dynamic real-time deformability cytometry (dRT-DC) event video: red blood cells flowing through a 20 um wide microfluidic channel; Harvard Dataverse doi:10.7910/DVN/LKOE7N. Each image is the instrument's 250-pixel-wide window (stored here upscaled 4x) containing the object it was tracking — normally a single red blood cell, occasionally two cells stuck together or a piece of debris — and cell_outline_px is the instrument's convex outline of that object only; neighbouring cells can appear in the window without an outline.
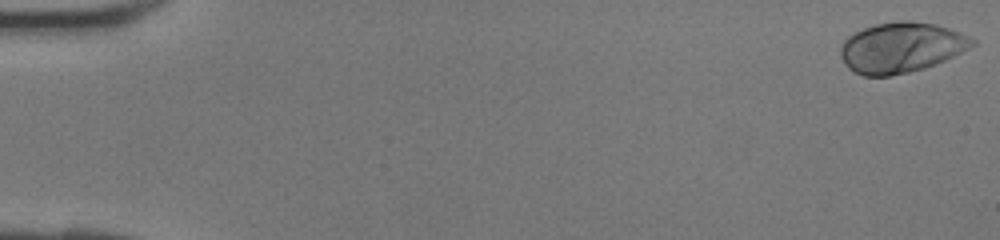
{"species": "human", "species_latin": "Homo sapiens", "temperature_condition": "room temperature", "stored_images_in_passage": 43, "camera_frame_rate_fps": 3000, "um_per_image_px": 0.085, "donor": {"sex": "female"}, "frame": {"image": 1, "passage_image": 1, "time_ms": 0.0, "image_size_px": [1000, 240], "cell_outline_px": [[976, 44], [936, 64], [924, 68], [908, 72], [888, 76], [864, 76], [848, 68], [840, 56], [840, 48], [844, 40], [848, 36], [864, 28], [876, 24], [900, 20], [908, 20], [936, 24], [948, 28], [968, 36], [976, 40]], "centroid_in_image_um": [76.58, 4.03], "position_along_channel_um": 8.4, "area_um2": 38.38}}
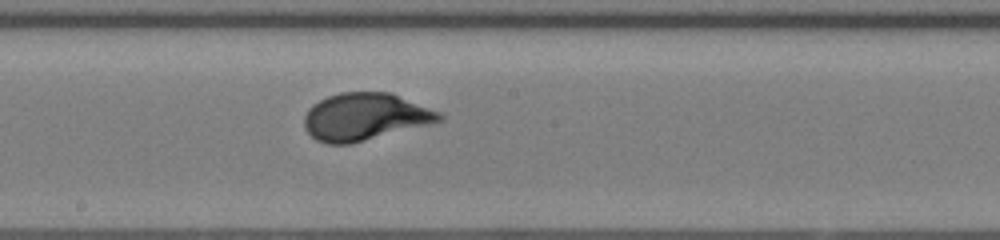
{"frame": {"image": 2, "passage_image": 24, "time_ms": 7.667, "image_size_px": [1000, 240], "cell_outline_px": [[444, 120], [352, 144], [328, 144], [316, 140], [304, 128], [304, 116], [308, 108], [312, 104], [328, 96], [340, 92], [392, 92], [440, 112], [444, 116]], "centroid_in_image_um": [31.02, 9.92], "position_along_channel_um": 217.2, "area_um2": 37.4}}
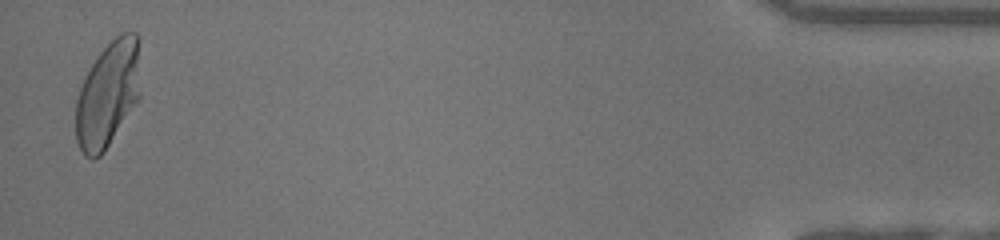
{"frame": {"image": 3, "passage_image": 42, "time_ms": 13.667, "image_size_px": [1000, 240], "cell_outline_px": [[140, 96], [104, 152], [100, 156], [92, 160], [84, 156], [76, 140], [76, 100], [84, 76], [100, 52], [120, 32], [136, 32], [140, 40]], "centroid_in_image_um": [9.19, 7.99], "position_along_channel_um": 426.0, "area_um2": 40.23}}